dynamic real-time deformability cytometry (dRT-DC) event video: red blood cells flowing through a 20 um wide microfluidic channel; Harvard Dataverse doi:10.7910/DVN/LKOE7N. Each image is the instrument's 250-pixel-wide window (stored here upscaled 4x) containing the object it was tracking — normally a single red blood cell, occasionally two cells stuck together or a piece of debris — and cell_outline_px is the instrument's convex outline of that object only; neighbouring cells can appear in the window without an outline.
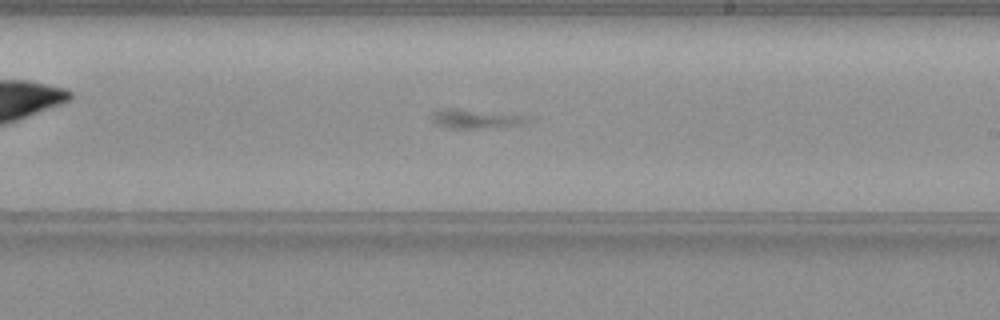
{"species": "common noctule bat (a hibernating species)", "species_latin": "Nyctalus noctula", "temperature_condition": "warm", "stored_images_in_passage": 53, "camera_frame_rate_fps": 3000, "um_per_image_px": 0.085, "animal": {"sex": "female", "body_mass_g": 19.3, "forearm_length_mm": 54.1}, "frame": {"image": 1, "passage_image": 29, "time_ms": 9.333, "image_size_px": [1000, 320], "cell_outline_px": [[532, 120], [524, 124], [476, 128], [448, 128], [436, 124], [432, 120], [432, 112], [440, 108], [456, 108], [532, 116]], "centroid_in_image_um": [40.44, 10.08], "position_along_channel_um": 248.6, "area_um2": 10.75}}